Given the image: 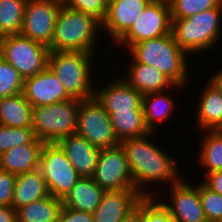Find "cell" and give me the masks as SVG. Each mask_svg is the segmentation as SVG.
Segmentation results:
<instances>
[{
	"label": "cell",
	"instance_id": "41",
	"mask_svg": "<svg viewBox=\"0 0 222 222\" xmlns=\"http://www.w3.org/2000/svg\"><path fill=\"white\" fill-rule=\"evenodd\" d=\"M209 79L210 82L222 95V69Z\"/></svg>",
	"mask_w": 222,
	"mask_h": 222
},
{
	"label": "cell",
	"instance_id": "25",
	"mask_svg": "<svg viewBox=\"0 0 222 222\" xmlns=\"http://www.w3.org/2000/svg\"><path fill=\"white\" fill-rule=\"evenodd\" d=\"M62 208V199L49 195L17 209V222H57Z\"/></svg>",
	"mask_w": 222,
	"mask_h": 222
},
{
	"label": "cell",
	"instance_id": "19",
	"mask_svg": "<svg viewBox=\"0 0 222 222\" xmlns=\"http://www.w3.org/2000/svg\"><path fill=\"white\" fill-rule=\"evenodd\" d=\"M45 143L36 137L28 144L15 146L0 155L1 169L14 175L39 168L40 154Z\"/></svg>",
	"mask_w": 222,
	"mask_h": 222
},
{
	"label": "cell",
	"instance_id": "31",
	"mask_svg": "<svg viewBox=\"0 0 222 222\" xmlns=\"http://www.w3.org/2000/svg\"><path fill=\"white\" fill-rule=\"evenodd\" d=\"M24 79L19 72L4 59L0 62V98L23 92Z\"/></svg>",
	"mask_w": 222,
	"mask_h": 222
},
{
	"label": "cell",
	"instance_id": "18",
	"mask_svg": "<svg viewBox=\"0 0 222 222\" xmlns=\"http://www.w3.org/2000/svg\"><path fill=\"white\" fill-rule=\"evenodd\" d=\"M94 97L107 113L124 110H143V95L125 81V79L112 82L99 92L95 91Z\"/></svg>",
	"mask_w": 222,
	"mask_h": 222
},
{
	"label": "cell",
	"instance_id": "20",
	"mask_svg": "<svg viewBox=\"0 0 222 222\" xmlns=\"http://www.w3.org/2000/svg\"><path fill=\"white\" fill-rule=\"evenodd\" d=\"M105 190L92 177H80L70 192L62 199L63 207L93 214Z\"/></svg>",
	"mask_w": 222,
	"mask_h": 222
},
{
	"label": "cell",
	"instance_id": "40",
	"mask_svg": "<svg viewBox=\"0 0 222 222\" xmlns=\"http://www.w3.org/2000/svg\"><path fill=\"white\" fill-rule=\"evenodd\" d=\"M0 222H17V211L12 206H0Z\"/></svg>",
	"mask_w": 222,
	"mask_h": 222
},
{
	"label": "cell",
	"instance_id": "7",
	"mask_svg": "<svg viewBox=\"0 0 222 222\" xmlns=\"http://www.w3.org/2000/svg\"><path fill=\"white\" fill-rule=\"evenodd\" d=\"M0 50L3 59L10 63L23 79L32 77L48 67L50 49L21 34L1 37Z\"/></svg>",
	"mask_w": 222,
	"mask_h": 222
},
{
	"label": "cell",
	"instance_id": "34",
	"mask_svg": "<svg viewBox=\"0 0 222 222\" xmlns=\"http://www.w3.org/2000/svg\"><path fill=\"white\" fill-rule=\"evenodd\" d=\"M63 4L68 8L89 14L101 23L106 18L108 0H63Z\"/></svg>",
	"mask_w": 222,
	"mask_h": 222
},
{
	"label": "cell",
	"instance_id": "14",
	"mask_svg": "<svg viewBox=\"0 0 222 222\" xmlns=\"http://www.w3.org/2000/svg\"><path fill=\"white\" fill-rule=\"evenodd\" d=\"M22 93L32 107L56 104L72 99L49 67L24 79Z\"/></svg>",
	"mask_w": 222,
	"mask_h": 222
},
{
	"label": "cell",
	"instance_id": "21",
	"mask_svg": "<svg viewBox=\"0 0 222 222\" xmlns=\"http://www.w3.org/2000/svg\"><path fill=\"white\" fill-rule=\"evenodd\" d=\"M49 195L46 181L38 168L16 175L11 206L17 210Z\"/></svg>",
	"mask_w": 222,
	"mask_h": 222
},
{
	"label": "cell",
	"instance_id": "29",
	"mask_svg": "<svg viewBox=\"0 0 222 222\" xmlns=\"http://www.w3.org/2000/svg\"><path fill=\"white\" fill-rule=\"evenodd\" d=\"M202 142L199 160L207 167L206 175L222 170V130H208Z\"/></svg>",
	"mask_w": 222,
	"mask_h": 222
},
{
	"label": "cell",
	"instance_id": "23",
	"mask_svg": "<svg viewBox=\"0 0 222 222\" xmlns=\"http://www.w3.org/2000/svg\"><path fill=\"white\" fill-rule=\"evenodd\" d=\"M0 125L13 128L32 127V106L23 93L0 98Z\"/></svg>",
	"mask_w": 222,
	"mask_h": 222
},
{
	"label": "cell",
	"instance_id": "17",
	"mask_svg": "<svg viewBox=\"0 0 222 222\" xmlns=\"http://www.w3.org/2000/svg\"><path fill=\"white\" fill-rule=\"evenodd\" d=\"M57 144L81 177L93 176L100 149L76 133L61 138Z\"/></svg>",
	"mask_w": 222,
	"mask_h": 222
},
{
	"label": "cell",
	"instance_id": "26",
	"mask_svg": "<svg viewBox=\"0 0 222 222\" xmlns=\"http://www.w3.org/2000/svg\"><path fill=\"white\" fill-rule=\"evenodd\" d=\"M108 114L119 141L151 133L146 127L143 110H124Z\"/></svg>",
	"mask_w": 222,
	"mask_h": 222
},
{
	"label": "cell",
	"instance_id": "6",
	"mask_svg": "<svg viewBox=\"0 0 222 222\" xmlns=\"http://www.w3.org/2000/svg\"><path fill=\"white\" fill-rule=\"evenodd\" d=\"M80 101L70 99L32 107V129L35 137L44 143H57L61 138L76 133Z\"/></svg>",
	"mask_w": 222,
	"mask_h": 222
},
{
	"label": "cell",
	"instance_id": "4",
	"mask_svg": "<svg viewBox=\"0 0 222 222\" xmlns=\"http://www.w3.org/2000/svg\"><path fill=\"white\" fill-rule=\"evenodd\" d=\"M93 53L80 51H50L48 67L72 99L87 100L94 97L90 86Z\"/></svg>",
	"mask_w": 222,
	"mask_h": 222
},
{
	"label": "cell",
	"instance_id": "30",
	"mask_svg": "<svg viewBox=\"0 0 222 222\" xmlns=\"http://www.w3.org/2000/svg\"><path fill=\"white\" fill-rule=\"evenodd\" d=\"M171 18L186 19L197 13L222 5V0H169Z\"/></svg>",
	"mask_w": 222,
	"mask_h": 222
},
{
	"label": "cell",
	"instance_id": "1",
	"mask_svg": "<svg viewBox=\"0 0 222 222\" xmlns=\"http://www.w3.org/2000/svg\"><path fill=\"white\" fill-rule=\"evenodd\" d=\"M150 135L152 132L143 137L120 141L136 190L144 197H153L148 190L141 189L144 183L169 181L171 185L180 180L175 160L154 145L148 138Z\"/></svg>",
	"mask_w": 222,
	"mask_h": 222
},
{
	"label": "cell",
	"instance_id": "12",
	"mask_svg": "<svg viewBox=\"0 0 222 222\" xmlns=\"http://www.w3.org/2000/svg\"><path fill=\"white\" fill-rule=\"evenodd\" d=\"M93 180L105 191L136 189L123 148L100 149Z\"/></svg>",
	"mask_w": 222,
	"mask_h": 222
},
{
	"label": "cell",
	"instance_id": "22",
	"mask_svg": "<svg viewBox=\"0 0 222 222\" xmlns=\"http://www.w3.org/2000/svg\"><path fill=\"white\" fill-rule=\"evenodd\" d=\"M129 67L130 74L127 81L132 87H134L142 95L149 93L162 92L168 87H183L175 85L170 79H168L163 73L152 66H148L142 63H133Z\"/></svg>",
	"mask_w": 222,
	"mask_h": 222
},
{
	"label": "cell",
	"instance_id": "35",
	"mask_svg": "<svg viewBox=\"0 0 222 222\" xmlns=\"http://www.w3.org/2000/svg\"><path fill=\"white\" fill-rule=\"evenodd\" d=\"M153 197H144L145 222H175L162 202H156Z\"/></svg>",
	"mask_w": 222,
	"mask_h": 222
},
{
	"label": "cell",
	"instance_id": "39",
	"mask_svg": "<svg viewBox=\"0 0 222 222\" xmlns=\"http://www.w3.org/2000/svg\"><path fill=\"white\" fill-rule=\"evenodd\" d=\"M121 222H145L144 221V198L138 203L137 208H135Z\"/></svg>",
	"mask_w": 222,
	"mask_h": 222
},
{
	"label": "cell",
	"instance_id": "13",
	"mask_svg": "<svg viewBox=\"0 0 222 222\" xmlns=\"http://www.w3.org/2000/svg\"><path fill=\"white\" fill-rule=\"evenodd\" d=\"M180 179L171 185V205L162 203L175 222H208L202 208L199 185L190 184Z\"/></svg>",
	"mask_w": 222,
	"mask_h": 222
},
{
	"label": "cell",
	"instance_id": "16",
	"mask_svg": "<svg viewBox=\"0 0 222 222\" xmlns=\"http://www.w3.org/2000/svg\"><path fill=\"white\" fill-rule=\"evenodd\" d=\"M149 0H108L106 18L101 27L118 42L132 27Z\"/></svg>",
	"mask_w": 222,
	"mask_h": 222
},
{
	"label": "cell",
	"instance_id": "3",
	"mask_svg": "<svg viewBox=\"0 0 222 222\" xmlns=\"http://www.w3.org/2000/svg\"><path fill=\"white\" fill-rule=\"evenodd\" d=\"M101 27L95 17L68 8L62 4L58 14L50 51H80L93 53L98 28Z\"/></svg>",
	"mask_w": 222,
	"mask_h": 222
},
{
	"label": "cell",
	"instance_id": "32",
	"mask_svg": "<svg viewBox=\"0 0 222 222\" xmlns=\"http://www.w3.org/2000/svg\"><path fill=\"white\" fill-rule=\"evenodd\" d=\"M35 138L32 127L13 128L0 125V155Z\"/></svg>",
	"mask_w": 222,
	"mask_h": 222
},
{
	"label": "cell",
	"instance_id": "9",
	"mask_svg": "<svg viewBox=\"0 0 222 222\" xmlns=\"http://www.w3.org/2000/svg\"><path fill=\"white\" fill-rule=\"evenodd\" d=\"M39 169L49 194L59 199H63L81 177L57 143L43 145Z\"/></svg>",
	"mask_w": 222,
	"mask_h": 222
},
{
	"label": "cell",
	"instance_id": "2",
	"mask_svg": "<svg viewBox=\"0 0 222 222\" xmlns=\"http://www.w3.org/2000/svg\"><path fill=\"white\" fill-rule=\"evenodd\" d=\"M129 50L132 63L155 67L175 85L186 84L187 53L178 46L172 33L135 43Z\"/></svg>",
	"mask_w": 222,
	"mask_h": 222
},
{
	"label": "cell",
	"instance_id": "8",
	"mask_svg": "<svg viewBox=\"0 0 222 222\" xmlns=\"http://www.w3.org/2000/svg\"><path fill=\"white\" fill-rule=\"evenodd\" d=\"M76 134L84 137L98 149L120 145L110 115L95 97L80 101Z\"/></svg>",
	"mask_w": 222,
	"mask_h": 222
},
{
	"label": "cell",
	"instance_id": "28",
	"mask_svg": "<svg viewBox=\"0 0 222 222\" xmlns=\"http://www.w3.org/2000/svg\"><path fill=\"white\" fill-rule=\"evenodd\" d=\"M27 0H0V38L19 35Z\"/></svg>",
	"mask_w": 222,
	"mask_h": 222
},
{
	"label": "cell",
	"instance_id": "15",
	"mask_svg": "<svg viewBox=\"0 0 222 222\" xmlns=\"http://www.w3.org/2000/svg\"><path fill=\"white\" fill-rule=\"evenodd\" d=\"M144 198L136 189L105 191L97 209L94 222H121Z\"/></svg>",
	"mask_w": 222,
	"mask_h": 222
},
{
	"label": "cell",
	"instance_id": "43",
	"mask_svg": "<svg viewBox=\"0 0 222 222\" xmlns=\"http://www.w3.org/2000/svg\"><path fill=\"white\" fill-rule=\"evenodd\" d=\"M3 60V55H2V52L0 50V62Z\"/></svg>",
	"mask_w": 222,
	"mask_h": 222
},
{
	"label": "cell",
	"instance_id": "11",
	"mask_svg": "<svg viewBox=\"0 0 222 222\" xmlns=\"http://www.w3.org/2000/svg\"><path fill=\"white\" fill-rule=\"evenodd\" d=\"M62 4L61 0H27L21 35L49 47Z\"/></svg>",
	"mask_w": 222,
	"mask_h": 222
},
{
	"label": "cell",
	"instance_id": "27",
	"mask_svg": "<svg viewBox=\"0 0 222 222\" xmlns=\"http://www.w3.org/2000/svg\"><path fill=\"white\" fill-rule=\"evenodd\" d=\"M164 92H155L143 95L142 107L144 112V120L146 127L150 132H154L155 123L163 122L170 116L173 111L174 100L169 95L163 94Z\"/></svg>",
	"mask_w": 222,
	"mask_h": 222
},
{
	"label": "cell",
	"instance_id": "10",
	"mask_svg": "<svg viewBox=\"0 0 222 222\" xmlns=\"http://www.w3.org/2000/svg\"><path fill=\"white\" fill-rule=\"evenodd\" d=\"M171 28L170 3L150 2L118 42L130 48L135 43L171 34Z\"/></svg>",
	"mask_w": 222,
	"mask_h": 222
},
{
	"label": "cell",
	"instance_id": "42",
	"mask_svg": "<svg viewBox=\"0 0 222 222\" xmlns=\"http://www.w3.org/2000/svg\"><path fill=\"white\" fill-rule=\"evenodd\" d=\"M150 2H169V0H149Z\"/></svg>",
	"mask_w": 222,
	"mask_h": 222
},
{
	"label": "cell",
	"instance_id": "37",
	"mask_svg": "<svg viewBox=\"0 0 222 222\" xmlns=\"http://www.w3.org/2000/svg\"><path fill=\"white\" fill-rule=\"evenodd\" d=\"M57 222H94L93 214L63 207Z\"/></svg>",
	"mask_w": 222,
	"mask_h": 222
},
{
	"label": "cell",
	"instance_id": "33",
	"mask_svg": "<svg viewBox=\"0 0 222 222\" xmlns=\"http://www.w3.org/2000/svg\"><path fill=\"white\" fill-rule=\"evenodd\" d=\"M202 208L208 222L222 221V195L212 191L203 182L199 184Z\"/></svg>",
	"mask_w": 222,
	"mask_h": 222
},
{
	"label": "cell",
	"instance_id": "24",
	"mask_svg": "<svg viewBox=\"0 0 222 222\" xmlns=\"http://www.w3.org/2000/svg\"><path fill=\"white\" fill-rule=\"evenodd\" d=\"M201 94L198 104V124L209 130H222V95L209 82Z\"/></svg>",
	"mask_w": 222,
	"mask_h": 222
},
{
	"label": "cell",
	"instance_id": "36",
	"mask_svg": "<svg viewBox=\"0 0 222 222\" xmlns=\"http://www.w3.org/2000/svg\"><path fill=\"white\" fill-rule=\"evenodd\" d=\"M16 175L0 169V206H11Z\"/></svg>",
	"mask_w": 222,
	"mask_h": 222
},
{
	"label": "cell",
	"instance_id": "38",
	"mask_svg": "<svg viewBox=\"0 0 222 222\" xmlns=\"http://www.w3.org/2000/svg\"><path fill=\"white\" fill-rule=\"evenodd\" d=\"M203 183L212 191L222 195V170L208 173Z\"/></svg>",
	"mask_w": 222,
	"mask_h": 222
},
{
	"label": "cell",
	"instance_id": "5",
	"mask_svg": "<svg viewBox=\"0 0 222 222\" xmlns=\"http://www.w3.org/2000/svg\"><path fill=\"white\" fill-rule=\"evenodd\" d=\"M220 16H222V5L186 19L171 18V33L175 42L190 54L212 48L220 36Z\"/></svg>",
	"mask_w": 222,
	"mask_h": 222
}]
</instances>
